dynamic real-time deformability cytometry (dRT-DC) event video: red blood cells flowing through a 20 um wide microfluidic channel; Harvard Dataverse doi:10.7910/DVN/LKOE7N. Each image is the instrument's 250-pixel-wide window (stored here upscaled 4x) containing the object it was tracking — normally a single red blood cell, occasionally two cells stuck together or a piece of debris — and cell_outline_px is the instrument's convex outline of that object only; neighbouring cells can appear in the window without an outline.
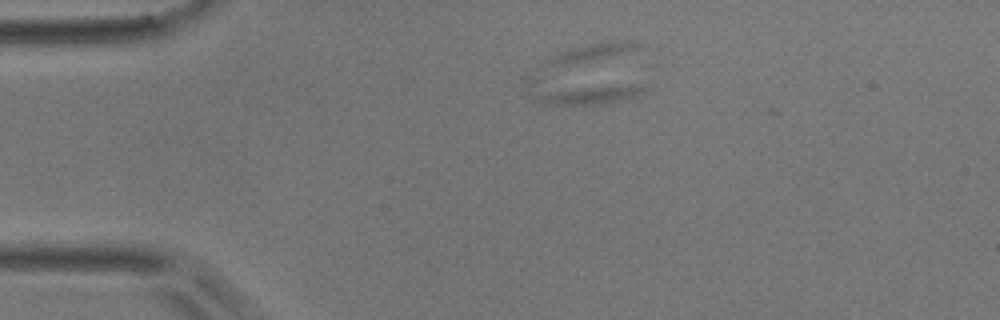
{"species": "common noctule bat (a hibernating species)", "species_latin": "Nyctalus noctula", "temperature_condition": "room temperature", "stored_images_in_passage": 5, "camera_frame_rate_fps": 3000, "um_per_image_px": 0.085, "animal": {"sex": "male", "body_mass_g": 17.9}, "frame": {"image": 1, "passage_image": 1, "time_ms": 0.0, "image_size_px": [1000, 320], "cell_outline_px": [[648, 88], [640, 96], [624, 100], [604, 104], [552, 104], [540, 100], [532, 96], [528, 76], [640, 84]], "centroid_in_image_um": [49.49, 7.73], "position_along_channel_um": 35.5, "area_um2": 17.74}}
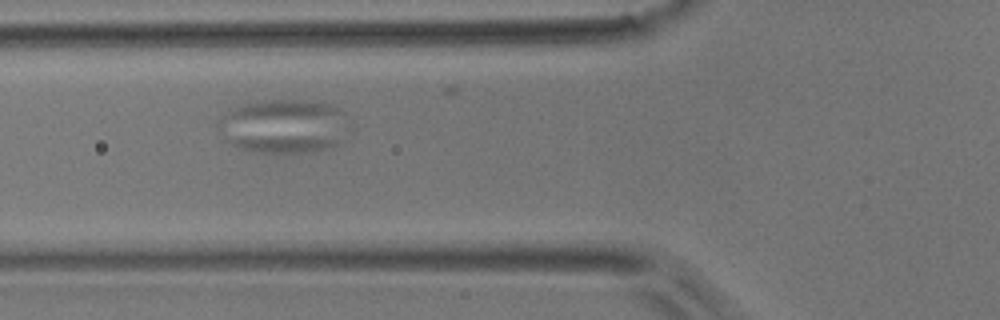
{"frame": {"image": 2, "passage_image": 4, "time_ms": 3.667, "image_size_px": [1000, 320], "cell_outline_px": [[340, 144], [324, 148], [304, 152], [260, 152], [244, 148], [232, 144], [224, 140], [224, 136], [340, 136]], "centroid_in_image_um": [24.1, 12.15], "position_along_channel_um": 101.7, "area_um2": 11.1}}